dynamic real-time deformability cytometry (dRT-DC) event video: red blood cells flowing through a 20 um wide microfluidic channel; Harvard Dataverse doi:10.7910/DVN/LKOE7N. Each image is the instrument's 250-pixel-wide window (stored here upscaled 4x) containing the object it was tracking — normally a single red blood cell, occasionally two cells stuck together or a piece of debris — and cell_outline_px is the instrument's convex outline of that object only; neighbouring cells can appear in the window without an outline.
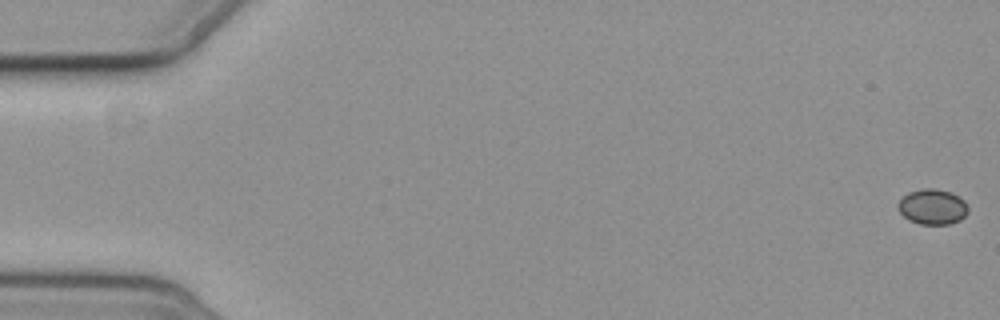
{"species": "common noctule bat (a hibernating species)", "species_latin": "Nyctalus noctula", "temperature_condition": "cold", "stored_images_in_passage": 6, "camera_frame_rate_fps": 3000, "um_per_image_px": 0.085, "animal": {"sex": "female", "body_mass_g": 19.3, "forearm_length_mm": 54.1}, "frame": {"image": 1, "passage_image": 1, "time_ms": 0.0, "image_size_px": [1000, 320], "cell_outline_px": [[968, 212], [960, 220], [952, 224], [920, 224], [908, 220], [896, 208], [896, 204], [908, 192], [924, 188], [932, 188], [948, 192], [964, 200], [968, 208]], "centroid_in_image_um": [79.23, 17.59], "position_along_channel_um": 5.8, "area_um2": 14.39}}
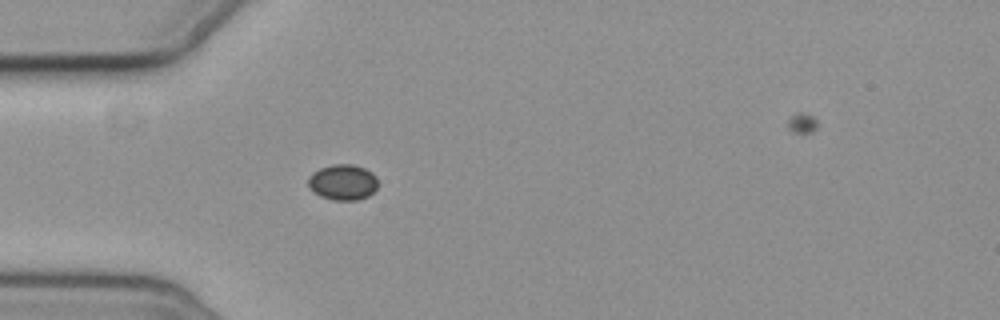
{"frame": {"image": 2, "passage_image": 5, "time_ms": 6.0, "image_size_px": [1000, 320], "cell_outline_px": [[376, 188], [368, 196], [356, 200], [332, 200], [320, 196], [312, 192], [308, 188], [308, 176], [312, 172], [320, 168], [332, 164], [352, 164], [364, 168], [372, 172], [376, 176]], "centroid_in_image_um": [29.09, 15.49], "position_along_channel_um": 55.9, "area_um2": 14.62}}